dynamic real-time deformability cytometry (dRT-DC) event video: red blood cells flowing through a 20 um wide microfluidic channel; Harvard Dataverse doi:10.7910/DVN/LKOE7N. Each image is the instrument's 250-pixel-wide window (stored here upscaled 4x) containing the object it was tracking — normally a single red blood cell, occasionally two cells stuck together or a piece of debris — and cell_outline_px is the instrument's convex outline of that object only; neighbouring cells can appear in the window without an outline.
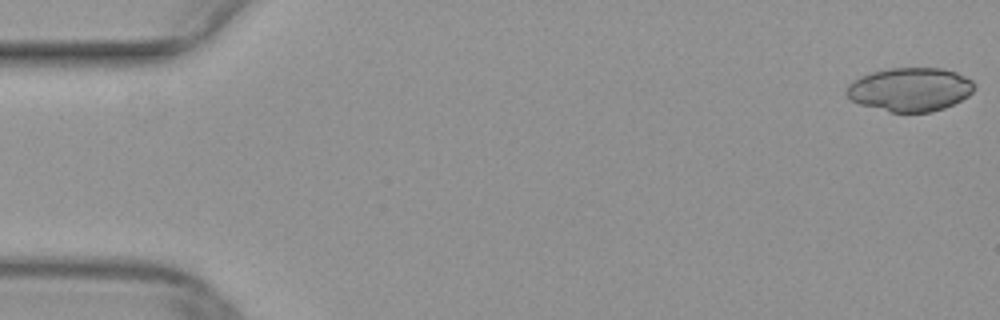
{"species": "common noctule bat (a hibernating species)", "species_latin": "Nyctalus noctula", "temperature_condition": "warm", "stored_images_in_passage": 14, "camera_frame_rate_fps": 3000, "um_per_image_px": 0.085, "animal": {"sex": "female", "body_mass_g": 29.2, "forearm_length_mm": 56.3}, "frame": {"image": 1, "passage_image": 1, "time_ms": 0.0, "image_size_px": [1000, 320], "cell_outline_px": [[976, 88], [968, 96], [944, 108], [932, 112], [892, 112], [860, 104], [852, 100], [844, 92], [848, 84], [852, 80], [860, 76], [872, 72], [888, 68], [944, 68], [956, 72], [972, 80], [976, 84]], "centroid_in_image_um": [77.36, 7.59], "position_along_channel_um": 7.6, "area_um2": 32.66}}